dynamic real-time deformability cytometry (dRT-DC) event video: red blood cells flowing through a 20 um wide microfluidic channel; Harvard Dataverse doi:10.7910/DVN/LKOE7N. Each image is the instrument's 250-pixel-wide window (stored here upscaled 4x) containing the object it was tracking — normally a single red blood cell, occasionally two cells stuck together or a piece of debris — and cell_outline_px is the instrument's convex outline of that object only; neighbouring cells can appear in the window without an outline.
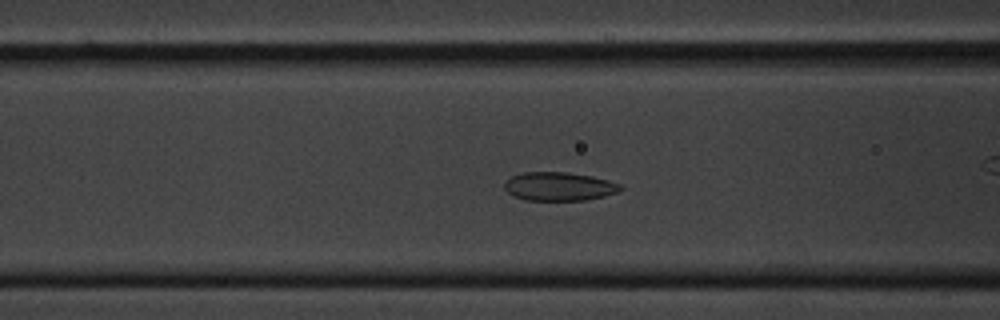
{"species": "common noctule bat (a hibernating species)", "species_latin": "Nyctalus noctula", "temperature_condition": "cold", "stored_images_in_passage": 56, "camera_frame_rate_fps": 3000, "um_per_image_px": 0.085, "animal": {"sex": "male", "body_mass_g": 20.1, "forearm_length_mm": 53.5}, "frame": {"image": 1, "passage_image": 18, "time_ms": 5.667, "image_size_px": [1000, 320], "cell_outline_px": [[624, 188], [620, 192], [604, 196], [584, 200], [524, 200], [512, 196], [504, 188], [504, 184], [512, 176], [524, 172], [568, 172], [592, 176], [608, 180], [620, 184]], "centroid_in_image_um": [47.54, 15.85], "position_along_channel_um": 119.1, "area_um2": 19.42}}
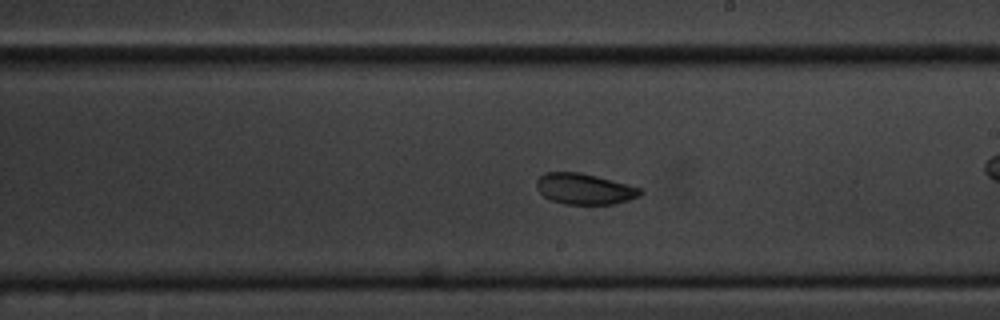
{"frame": {"image": 2, "passage_image": 29, "time_ms": 9.333, "image_size_px": [1000, 320], "cell_outline_px": [[644, 192], [640, 196], [616, 204], [564, 204], [552, 200], [544, 196], [536, 188], [536, 180], [544, 172], [580, 172], [596, 176], [640, 188]], "centroid_in_image_um": [49.66, 16.06], "position_along_channel_um": 239.3, "area_um2": 18.61}}
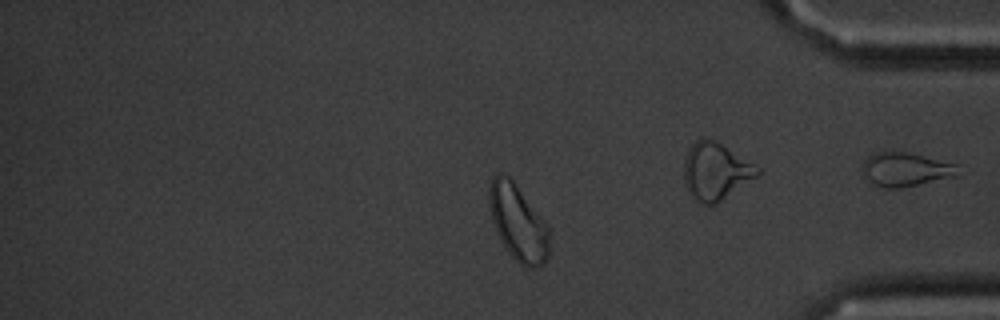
{"frame": {"image": 3, "passage_image": 45, "time_ms": 14.667, "image_size_px": [1000, 320], "cell_outline_px": [[548, 256], [544, 264], [536, 268], [524, 268], [508, 252], [500, 240], [492, 220], [488, 204], [488, 188], [492, 176], [496, 172], [504, 172], [516, 184], [548, 228]], "centroid_in_image_um": [43.98, 18.91], "position_along_channel_um": 391.2, "area_um2": 26.53}, "authors_computed_cell_mechanics": {"area_um2": 20.6346, "velocity_mm_per_s": 3.2798, "shape_relaxation_time_tau1_ms": 3.5658, "shape_relaxation_time_tau2_ms": 1.6981, "deformation_change_tau1": 0.0685, "deformation_change_tau2": 0.0558}}